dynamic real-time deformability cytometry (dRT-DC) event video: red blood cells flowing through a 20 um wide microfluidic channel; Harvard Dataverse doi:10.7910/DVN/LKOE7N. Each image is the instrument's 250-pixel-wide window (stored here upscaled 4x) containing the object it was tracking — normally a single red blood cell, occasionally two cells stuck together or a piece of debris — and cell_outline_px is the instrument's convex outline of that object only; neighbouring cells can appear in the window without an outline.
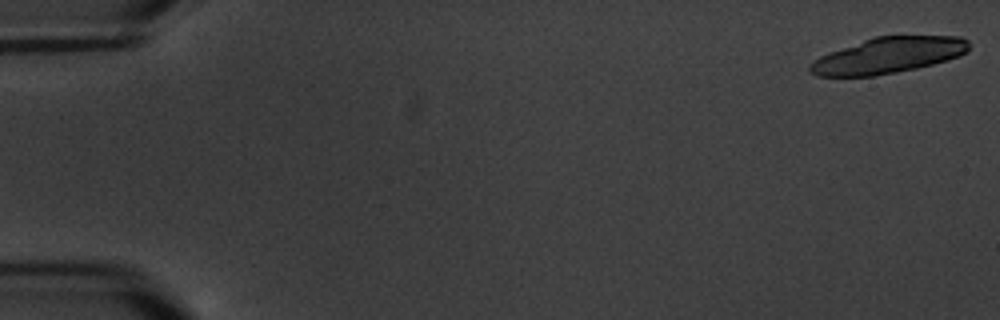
{"species": "common noctule bat (a hibernating species)", "species_latin": "Nyctalus noctula", "temperature_condition": "warm", "stored_images_in_passage": 8, "camera_frame_rate_fps": 3000, "um_per_image_px": 0.085, "animal": {"sex": "male", "body_mass_g": 20.1, "forearm_length_mm": 53.5}, "frame": {"image": 1, "passage_image": 1, "time_ms": 0.0, "image_size_px": [1000, 320], "cell_outline_px": [[968, 52], [960, 56], [932, 64], [916, 68], [896, 72], [872, 76], [816, 76], [808, 68], [808, 64], [820, 56], [828, 52], [876, 36], [960, 36], [968, 40]], "centroid_in_image_um": [75.49, 4.71], "position_along_channel_um": 9.5, "area_um2": 33.12}}